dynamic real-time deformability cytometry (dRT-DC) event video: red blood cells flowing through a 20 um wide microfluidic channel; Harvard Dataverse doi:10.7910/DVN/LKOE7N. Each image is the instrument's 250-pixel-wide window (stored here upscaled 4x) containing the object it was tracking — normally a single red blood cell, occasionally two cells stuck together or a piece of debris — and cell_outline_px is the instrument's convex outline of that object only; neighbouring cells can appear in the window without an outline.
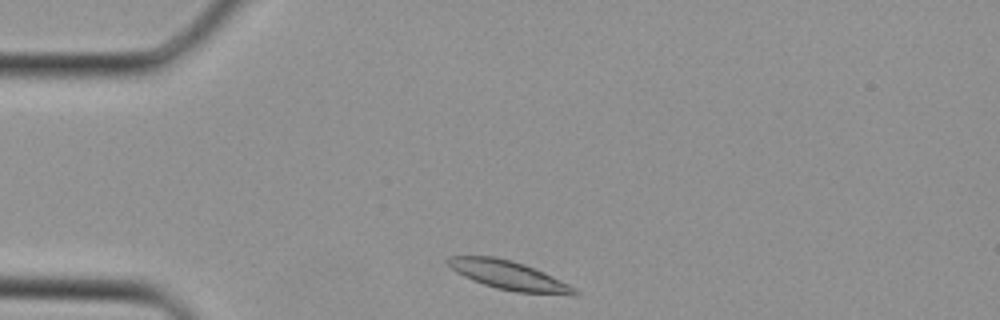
{"species": "Egyptian fruit bat (a non-hibernating species)", "species_latin": "Rousettus aegyptiacus", "temperature_condition": "cold", "stored_images_in_passage": 29, "camera_frame_rate_fps": 3000, "um_per_image_px": 0.085, "animal": {"sex": "female"}, "frame": {"image": 1, "passage_image": 1, "time_ms": 0.0, "image_size_px": [1000, 320], "cell_outline_px": [[580, 292], [576, 296], [572, 296], [516, 292], [496, 288], [472, 280], [456, 272], [444, 260], [448, 256], [492, 256], [512, 260], [524, 264], [544, 272], [576, 288]], "centroid_in_image_um": [43.28, 23.42], "position_along_channel_um": 41.7, "area_um2": 21.44}}
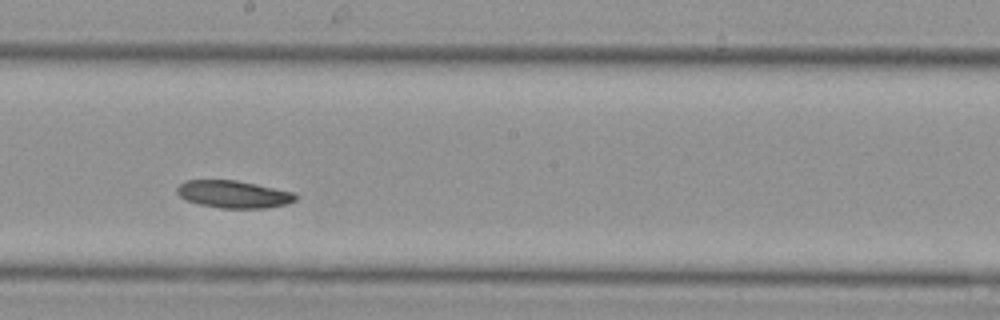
{"frame": {"image": 2, "passage_image": 13, "time_ms": 4.0, "image_size_px": [1000, 320], "cell_outline_px": [[300, 196], [296, 200], [288, 204], [264, 208], [220, 208], [200, 204], [188, 200], [180, 196], [176, 192], [176, 188], [184, 180], [236, 180], [296, 192]], "centroid_in_image_um": [19.91, 16.51], "position_along_channel_um": 228.3, "area_um2": 19.07}}
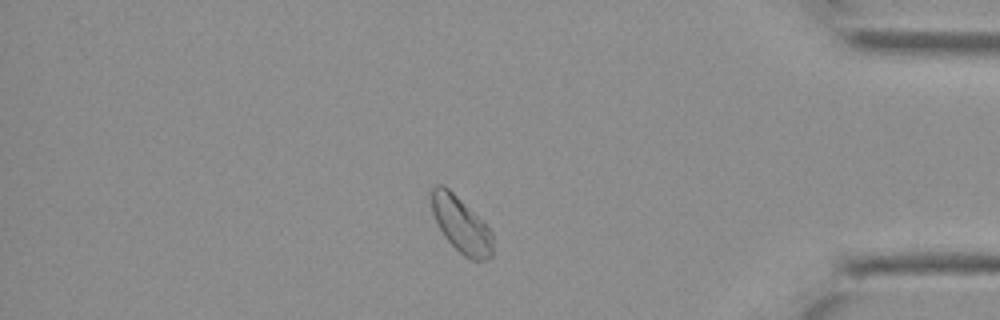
{"frame": {"image": 3, "passage_image": 24, "time_ms": 7.667, "image_size_px": [1000, 320], "cell_outline_px": [[492, 256], [484, 260], [472, 260], [464, 256], [444, 236], [432, 212], [432, 188], [436, 184], [444, 184], [492, 232]], "centroid_in_image_um": [39.18, 19.12], "position_along_channel_um": 396.0, "area_um2": 19.19}}